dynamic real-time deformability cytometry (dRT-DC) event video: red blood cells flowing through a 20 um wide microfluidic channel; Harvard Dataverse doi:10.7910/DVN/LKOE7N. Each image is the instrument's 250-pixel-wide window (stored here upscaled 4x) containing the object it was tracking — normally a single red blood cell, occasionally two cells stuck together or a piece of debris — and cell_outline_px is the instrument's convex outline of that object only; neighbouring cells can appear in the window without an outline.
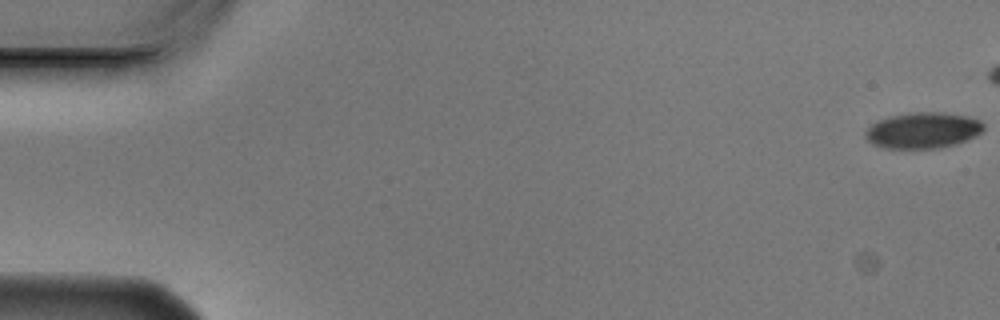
{"species": "Egyptian fruit bat (a non-hibernating species)", "species_latin": "Rousettus aegyptiacus", "temperature_condition": "cold", "stored_images_in_passage": 5, "camera_frame_rate_fps": 3000, "um_per_image_px": 0.085, "animal": {"sex": "male"}, "frame": {"image": 1, "passage_image": 1, "time_ms": 0.0, "image_size_px": [1000, 320], "cell_outline_px": [[984, 128], [976, 136], [956, 144], [940, 148], [884, 148], [872, 144], [864, 136], [864, 132], [872, 124], [888, 116], [912, 112], [940, 112], [968, 116], [980, 120], [984, 124]], "centroid_in_image_um": [78.45, 11.08], "position_along_channel_um": 6.6, "area_um2": 24.85}}